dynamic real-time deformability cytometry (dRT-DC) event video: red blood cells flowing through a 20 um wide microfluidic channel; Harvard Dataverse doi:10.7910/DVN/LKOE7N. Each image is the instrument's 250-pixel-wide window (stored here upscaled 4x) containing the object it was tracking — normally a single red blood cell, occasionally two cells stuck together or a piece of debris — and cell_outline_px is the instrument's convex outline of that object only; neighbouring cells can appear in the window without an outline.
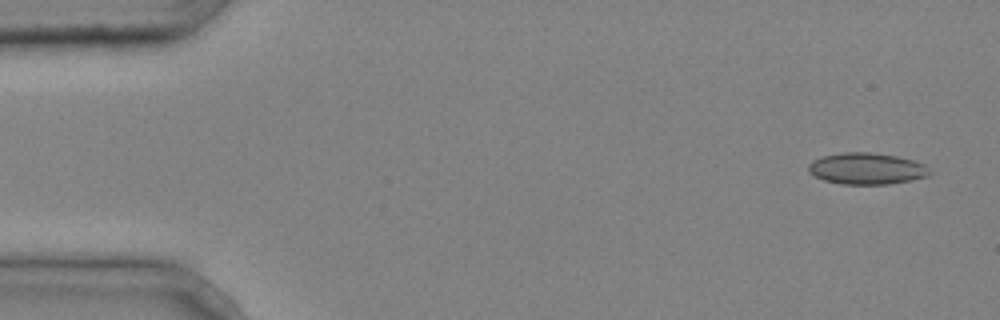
{"species": "common noctule bat (a hibernating species)", "species_latin": "Nyctalus noctula", "temperature_condition": "cold", "stored_images_in_passage": 4, "camera_frame_rate_fps": 3000, "um_per_image_px": 0.085, "animal": {"sex": "male", "body_mass_g": 20.4}, "frame": {"image": 1, "passage_image": 1, "time_ms": 0.0, "image_size_px": [1000, 320], "cell_outline_px": [[932, 172], [928, 176], [912, 180], [888, 184], [844, 184], [824, 180], [808, 172], [808, 164], [812, 160], [820, 156], [844, 152], [872, 152], [896, 156], [912, 160], [924, 164]], "centroid_in_image_um": [73.65, 14.32], "position_along_channel_um": 11.3, "area_um2": 22.31}}
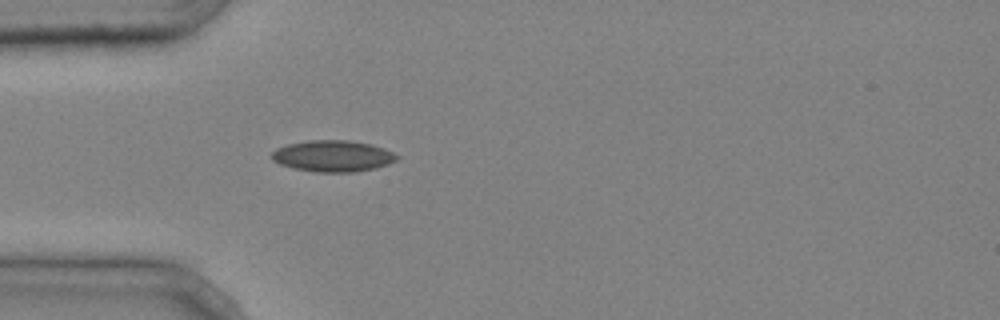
{"frame": {"image": 2, "passage_image": 4, "time_ms": 1.0, "image_size_px": [1000, 320], "cell_outline_px": [[400, 156], [396, 160], [388, 164], [376, 168], [356, 172], [316, 172], [292, 168], [280, 164], [272, 160], [272, 152], [276, 148], [288, 144], [308, 140], [348, 140], [372, 144], [384, 148]], "centroid_in_image_um": [28.3, 13.26], "position_along_channel_um": 56.7, "area_um2": 23.0}}